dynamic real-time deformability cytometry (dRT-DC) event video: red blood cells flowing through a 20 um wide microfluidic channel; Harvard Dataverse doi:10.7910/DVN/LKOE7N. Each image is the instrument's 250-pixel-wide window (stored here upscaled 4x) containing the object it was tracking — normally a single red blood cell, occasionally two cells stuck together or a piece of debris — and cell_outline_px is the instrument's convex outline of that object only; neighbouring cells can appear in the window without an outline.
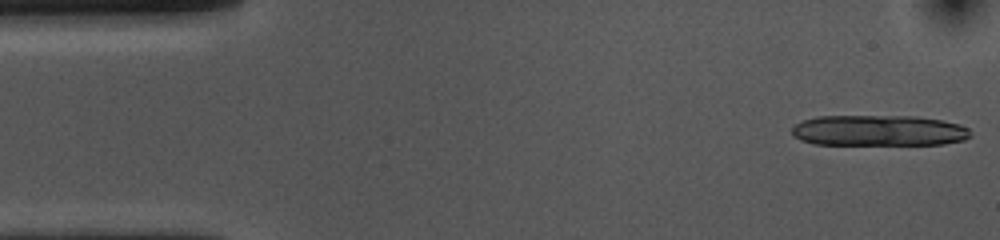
{"species": "common noctule bat (a hibernating species)", "species_latin": "Nyctalus noctula", "temperature_condition": "cold", "stored_images_in_passage": 12, "camera_frame_rate_fps": 3000, "um_per_image_px": 0.085, "animal": {"sex": "female", "body_mass_g": 10.0, "forearm_length_mm": 53.1}, "frame": {"image": 1, "passage_image": 1, "time_ms": 0.0, "image_size_px": [1000, 240], "cell_outline_px": [[972, 136], [964, 140], [944, 144], [812, 144], [800, 140], [792, 136], [792, 128], [796, 124], [804, 120], [816, 116], [916, 116], [940, 120], [960, 124], [968, 128], [972, 132]], "centroid_in_image_um": [74.7, 11.09], "position_along_channel_um": 10.3, "area_um2": 32.25}}